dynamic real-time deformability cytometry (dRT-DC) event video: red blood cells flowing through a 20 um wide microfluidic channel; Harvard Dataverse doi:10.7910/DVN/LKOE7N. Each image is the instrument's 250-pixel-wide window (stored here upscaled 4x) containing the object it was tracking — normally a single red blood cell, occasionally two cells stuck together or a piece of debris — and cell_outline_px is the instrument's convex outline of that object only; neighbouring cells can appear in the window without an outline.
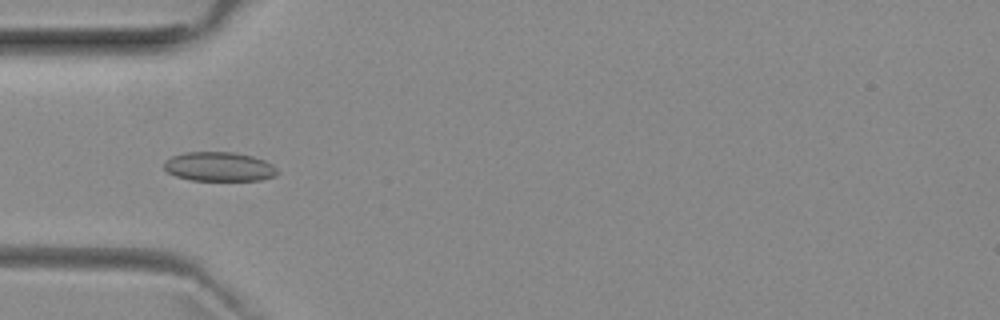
{"species": "common noctule bat (a hibernating species)", "species_latin": "Nyctalus noctula", "temperature_condition": "room temperature", "stored_images_in_passage": 52, "camera_frame_rate_fps": 3000, "um_per_image_px": 0.085, "animal": {"sex": "female", "body_mass_g": 29.2, "forearm_length_mm": 56.3}, "frame": {"image": 1, "passage_image": 16, "time_ms": 5.0, "image_size_px": [1000, 320], "cell_outline_px": [[280, 172], [276, 176], [260, 180], [192, 180], [176, 176], [168, 172], [164, 168], [164, 160], [172, 156], [184, 152], [236, 152], [252, 156], [264, 160], [272, 164]], "centroid_in_image_um": [18.64, 14.16], "position_along_channel_um": 66.4, "area_um2": 19.42}}
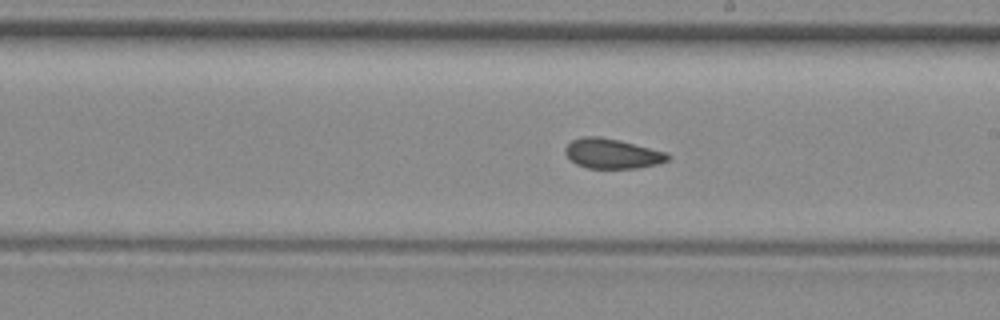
{"frame": {"image": 2, "passage_image": 29, "time_ms": 9.333, "image_size_px": [1000, 320], "cell_outline_px": [[672, 156], [668, 160], [656, 164], [640, 168], [588, 168], [576, 164], [564, 152], [564, 148], [572, 140], [584, 136], [600, 136], [620, 140], [668, 152]], "centroid_in_image_um": [52.06, 13.05], "position_along_channel_um": 236.9, "area_um2": 17.98}}
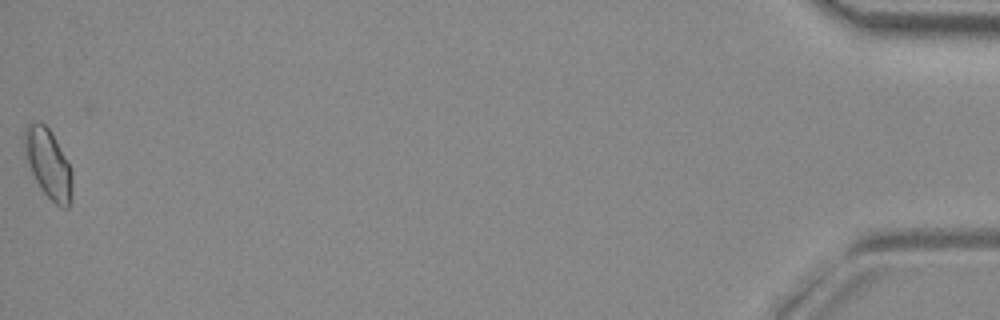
{"frame": {"image": 3, "passage_image": 52, "time_ms": 17.0, "image_size_px": [1000, 320], "cell_outline_px": [[72, 196], [68, 208], [60, 208], [40, 188], [32, 172], [28, 160], [24, 144], [24, 128], [32, 120], [40, 120], [48, 128], [72, 168]], "centroid_in_image_um": [4.12, 13.9], "position_along_channel_um": 431.1, "area_um2": 19.13}, "authors_computed_cell_mechanics": {"area_um2": 18.2937, "velocity_mm_per_s": 3.9506, "shape_relaxation_time_tau1_ms": null, "shape_relaxation_time_tau2_ms": 2.7205, "deformation_change_tau1": null, "deformation_change_tau2": 0.0677}}